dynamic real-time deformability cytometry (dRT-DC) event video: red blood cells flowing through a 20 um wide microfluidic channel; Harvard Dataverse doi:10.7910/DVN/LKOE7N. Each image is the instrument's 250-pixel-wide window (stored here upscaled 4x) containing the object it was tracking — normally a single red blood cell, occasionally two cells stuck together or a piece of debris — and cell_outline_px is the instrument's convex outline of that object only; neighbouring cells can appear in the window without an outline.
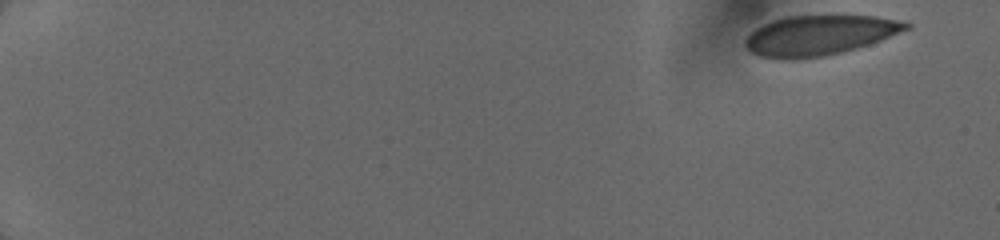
{"species": "human", "species_latin": "Homo sapiens", "temperature_condition": "cold", "stored_images_in_passage": 13, "camera_frame_rate_fps": 3000, "um_per_image_px": 0.085, "donor": {"sex": "female"}, "frame": {"image": 1, "passage_image": 1, "time_ms": 0.0, "image_size_px": [1000, 240], "cell_outline_px": [[912, 28], [880, 40], [844, 52], [824, 56], [760, 56], [752, 52], [744, 44], [744, 40], [756, 28], [772, 20], [784, 16], [832, 12], [876, 16], [908, 20], [912, 24]], "centroid_in_image_um": [69.8, 2.88], "position_along_channel_um": 15.2, "area_um2": 38.03}}